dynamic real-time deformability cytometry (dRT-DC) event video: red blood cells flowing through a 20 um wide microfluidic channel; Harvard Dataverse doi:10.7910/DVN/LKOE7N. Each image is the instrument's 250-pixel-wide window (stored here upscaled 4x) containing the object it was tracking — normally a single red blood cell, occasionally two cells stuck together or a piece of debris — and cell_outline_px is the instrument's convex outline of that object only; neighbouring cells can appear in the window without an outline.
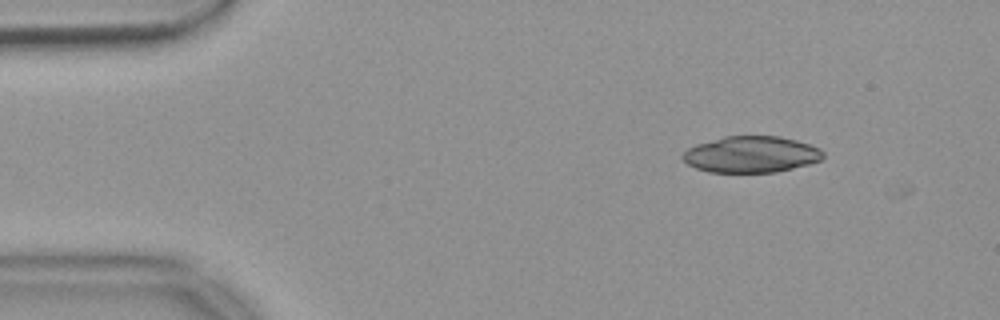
{"species": "common noctule bat (a hibernating species)", "species_latin": "Nyctalus noctula", "temperature_condition": "warm", "stored_images_in_passage": 2, "camera_frame_rate_fps": 3000, "um_per_image_px": 0.085, "animal": {"sex": "female", "body_mass_g": 18.4}, "frame": {"image": 1, "passage_image": 1, "time_ms": 0.0, "image_size_px": [1000, 320], "cell_outline_px": [[824, 156], [820, 160], [808, 164], [776, 172], [708, 172], [696, 168], [688, 164], [680, 156], [688, 148], [696, 144], [724, 136], [780, 136], [796, 140], [820, 148], [824, 152]], "centroid_in_image_um": [63.84, 13.12], "position_along_channel_um": 21.2, "area_um2": 29.71}}